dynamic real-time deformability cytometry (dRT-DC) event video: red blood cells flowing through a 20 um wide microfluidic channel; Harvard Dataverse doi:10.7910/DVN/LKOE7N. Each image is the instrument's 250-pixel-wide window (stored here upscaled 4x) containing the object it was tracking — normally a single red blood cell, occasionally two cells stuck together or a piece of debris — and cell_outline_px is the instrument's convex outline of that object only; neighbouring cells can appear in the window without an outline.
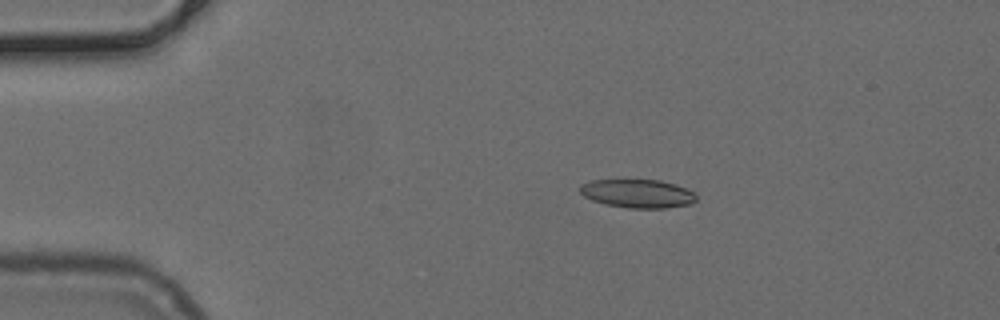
{"species": "common noctule bat (a hibernating species)", "species_latin": "Nyctalus noctula", "temperature_condition": "cold", "stored_images_in_passage": 42, "camera_frame_rate_fps": 3000, "um_per_image_px": 0.085, "animal": {"sex": "female", "body_mass_g": 24.6, "forearm_length_mm": 56.2}, "frame": {"image": 1, "passage_image": 1, "time_ms": 0.0, "image_size_px": [1000, 320], "cell_outline_px": [[696, 200], [692, 204], [668, 208], [628, 208], [608, 204], [592, 200], [584, 196], [580, 192], [580, 184], [592, 180], [660, 180], [676, 184], [692, 192], [696, 196]], "centroid_in_image_um": [54.21, 16.45], "position_along_channel_um": 30.8, "area_um2": 19.25}}
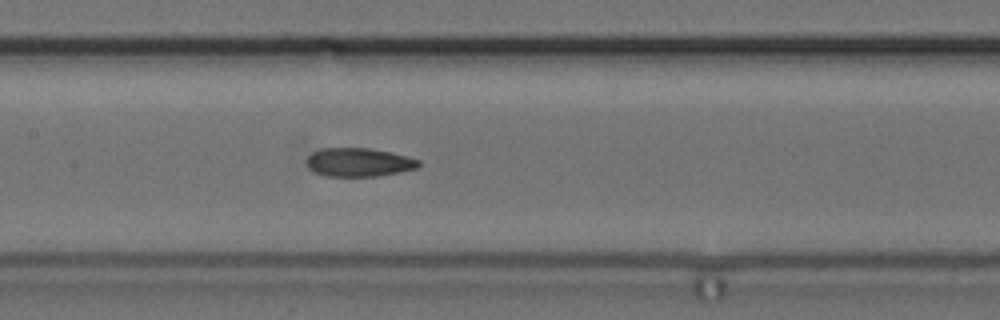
{"frame": {"image": 2, "passage_image": 16, "time_ms": 5.0, "image_size_px": [1000, 320], "cell_outline_px": [[420, 164], [416, 168], [400, 172], [380, 176], [328, 176], [316, 172], [308, 168], [304, 160], [312, 152], [320, 148], [368, 148], [388, 152], [420, 160]], "centroid_in_image_um": [30.45, 13.79], "position_along_channel_um": 177.0, "area_um2": 18.61}}
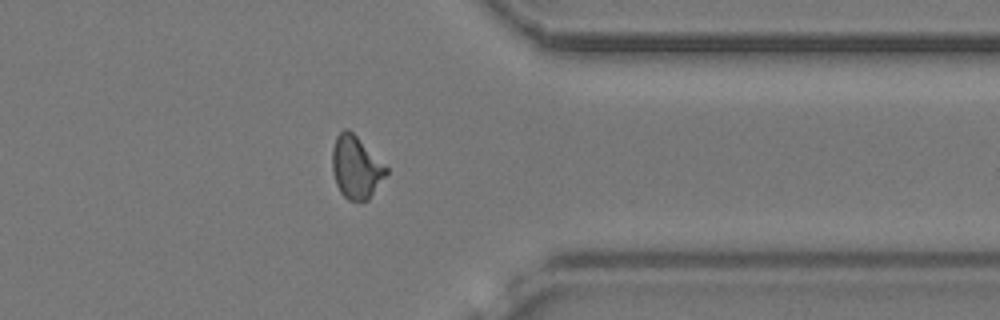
{"frame": {"image": 3, "passage_image": 32, "time_ms": 10.333, "image_size_px": [1000, 320], "cell_outline_px": [[388, 172], [368, 200], [348, 200], [340, 192], [336, 184], [332, 172], [332, 148], [336, 136], [344, 128], [348, 128], [388, 168]], "centroid_in_image_um": [30.23, 14.21], "position_along_channel_um": 381.2, "area_um2": 19.48}}